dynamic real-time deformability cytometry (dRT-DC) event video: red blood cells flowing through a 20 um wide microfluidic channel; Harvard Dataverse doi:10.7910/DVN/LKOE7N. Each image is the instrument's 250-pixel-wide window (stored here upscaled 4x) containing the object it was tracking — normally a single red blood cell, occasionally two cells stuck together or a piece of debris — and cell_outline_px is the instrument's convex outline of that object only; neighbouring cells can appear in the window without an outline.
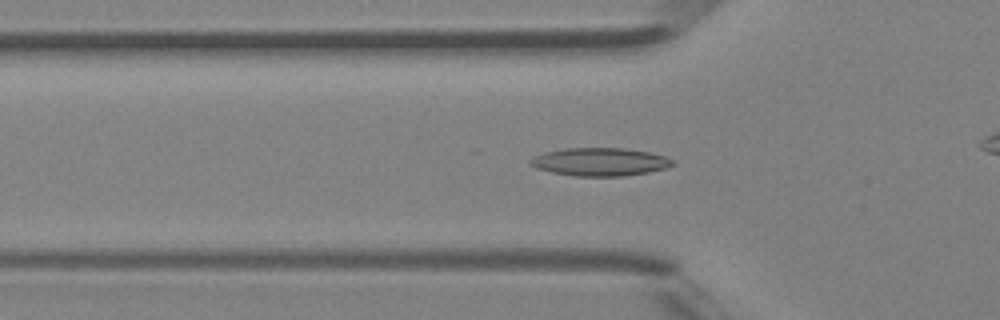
{"species": "Egyptian fruit bat (a non-hibernating species)", "species_latin": "Rousettus aegyptiacus", "temperature_condition": "room temperature", "stored_images_in_passage": 48, "camera_frame_rate_fps": 3000, "um_per_image_px": 0.085, "animal": {"sex": "female"}, "frame": {"image": 1, "passage_image": 16, "time_ms": 5.0, "image_size_px": [1000, 320], "cell_outline_px": [[676, 164], [664, 168], [648, 172], [624, 176], [572, 176], [552, 172], [536, 168], [528, 164], [528, 160], [532, 156], [544, 152], [564, 148], [624, 148], [652, 152], [664, 156], [672, 160]], "centroid_in_image_um": [50.95, 13.75], "position_along_channel_um": 74.8, "area_um2": 23.47}}
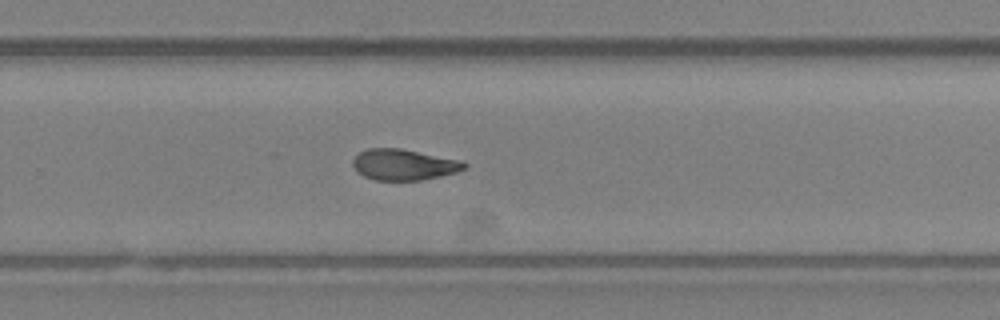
{"frame": {"image": 2, "passage_image": 31, "time_ms": 10.0, "image_size_px": [1000, 320], "cell_outline_px": [[468, 164], [464, 168], [456, 172], [440, 176], [420, 180], [376, 180], [364, 176], [356, 172], [352, 164], [352, 160], [360, 152], [368, 148], [400, 148], [464, 160]], "centroid_in_image_um": [34.33, 13.98], "position_along_channel_um": 295.5, "area_um2": 20.23}}
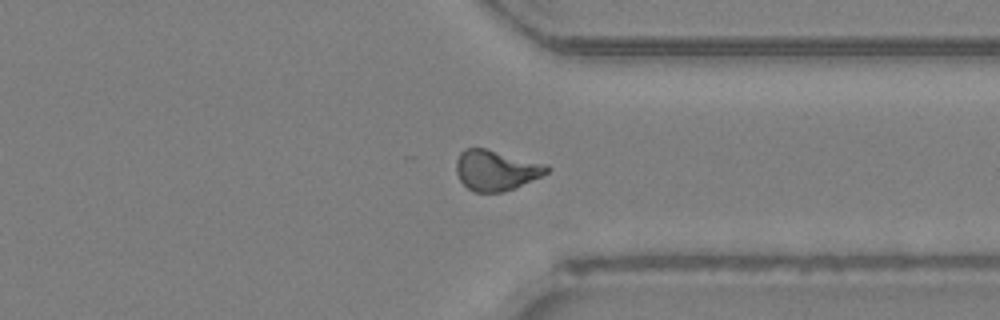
{"frame": {"image": 3, "passage_image": 36, "time_ms": 11.667, "image_size_px": [1000, 320], "cell_outline_px": [[552, 168], [548, 172], [540, 176], [512, 188], [500, 192], [472, 192], [460, 180], [456, 172], [456, 160], [460, 152], [464, 148], [484, 148], [548, 164]], "centroid_in_image_um": [42.14, 14.45], "position_along_channel_um": 369.3, "area_um2": 21.15}, "authors_computed_cell_mechanics": {"area_um2": 21.1259, "velocity_mm_per_s": 4.4288, "shape_relaxation_time_tau1_ms": null, "shape_relaxation_time_tau2_ms": 7.3395, "deformation_change_tau1": null, "deformation_change_tau2": 0.1655}}